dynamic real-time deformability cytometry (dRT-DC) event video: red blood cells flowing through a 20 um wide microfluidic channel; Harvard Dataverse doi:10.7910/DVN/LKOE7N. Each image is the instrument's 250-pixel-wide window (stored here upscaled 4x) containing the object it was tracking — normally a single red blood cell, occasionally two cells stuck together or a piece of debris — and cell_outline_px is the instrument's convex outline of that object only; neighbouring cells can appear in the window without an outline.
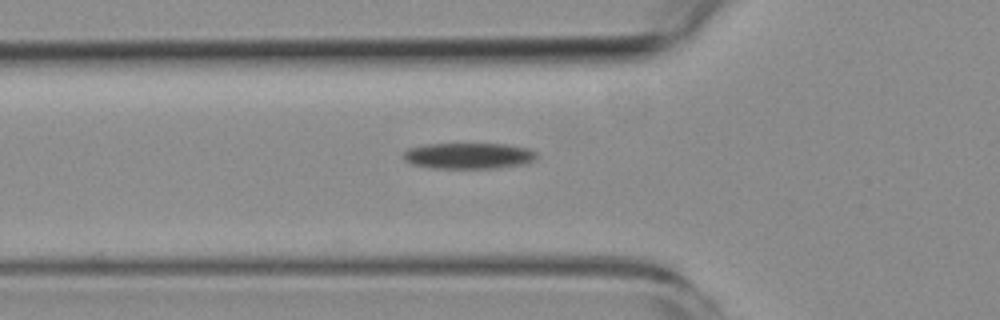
{"species": "common noctule bat (a hibernating species)", "species_latin": "Nyctalus noctula", "temperature_condition": "room temperature", "stored_images_in_passage": 6, "camera_frame_rate_fps": 3000, "um_per_image_px": 0.085, "animal": {"sex": "female", "body_mass_g": 19.3, "forearm_length_mm": 54.1}, "frame": {"image": 1, "passage_image": 6, "time_ms": 6.667, "image_size_px": [1000, 320], "cell_outline_px": [[536, 160], [524, 164], [496, 168], [432, 168], [412, 164], [404, 160], [404, 152], [408, 148], [428, 144], [508, 144], [528, 148], [536, 152]], "centroid_in_image_um": [39.86, 13.24], "position_along_channel_um": 85.9, "area_um2": 20.23}}